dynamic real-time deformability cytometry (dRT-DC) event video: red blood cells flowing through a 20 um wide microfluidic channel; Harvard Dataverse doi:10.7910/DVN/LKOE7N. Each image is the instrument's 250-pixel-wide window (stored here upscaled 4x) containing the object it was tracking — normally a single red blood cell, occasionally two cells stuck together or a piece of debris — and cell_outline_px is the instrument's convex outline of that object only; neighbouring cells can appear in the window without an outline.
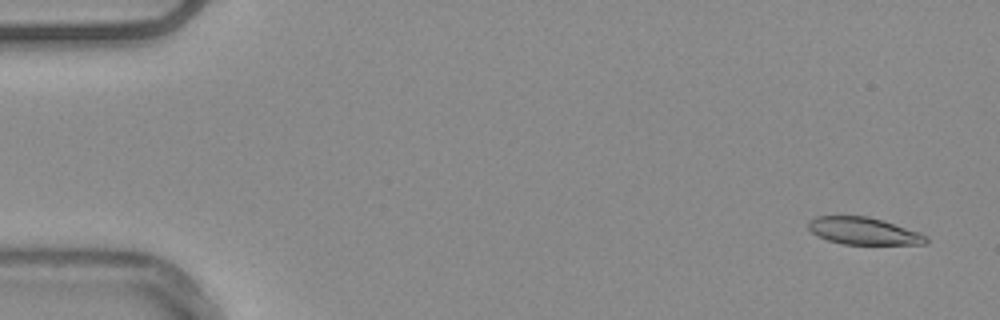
{"species": "common noctule bat (a hibernating species)", "species_latin": "Nyctalus noctula", "temperature_condition": "warm", "stored_images_in_passage": 12, "camera_frame_rate_fps": 3000, "um_per_image_px": 0.085, "animal": {"sex": "male", "body_mass_g": 20.4}, "frame": {"image": 1, "passage_image": 3, "time_ms": 0.667, "image_size_px": [1000, 320], "cell_outline_px": [[928, 240], [924, 244], [844, 244], [828, 240], [812, 232], [808, 228], [808, 220], [816, 216], [868, 216], [884, 220], [920, 232], [928, 236]], "centroid_in_image_um": [73.42, 19.62], "position_along_channel_um": 11.6, "area_um2": 18.67}}